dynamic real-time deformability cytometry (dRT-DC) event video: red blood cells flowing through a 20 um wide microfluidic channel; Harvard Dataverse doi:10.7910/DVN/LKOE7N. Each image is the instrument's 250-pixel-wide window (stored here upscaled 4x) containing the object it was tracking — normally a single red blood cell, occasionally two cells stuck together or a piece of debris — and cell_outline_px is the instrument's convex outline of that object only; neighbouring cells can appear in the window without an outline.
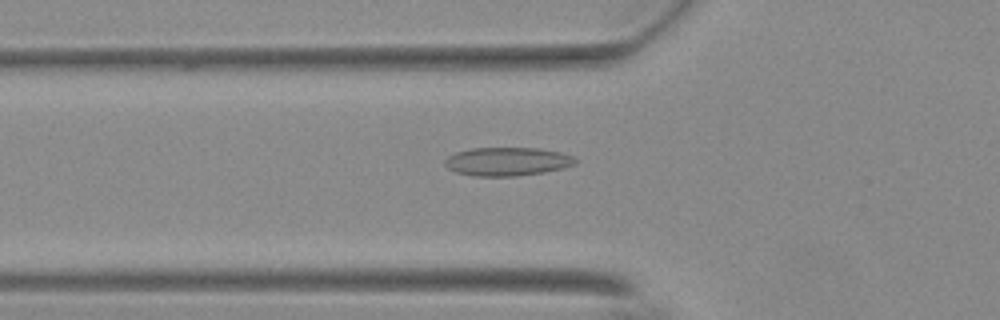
{"species": "Egyptian fruit bat (a non-hibernating species)", "species_latin": "Rousettus aegyptiacus", "temperature_condition": "warm", "stored_images_in_passage": 50, "camera_frame_rate_fps": 3000, "um_per_image_px": 0.085, "animal": {"sex": "female"}, "frame": {"image": 1, "passage_image": 14, "time_ms": 4.333, "image_size_px": [1000, 320], "cell_outline_px": [[576, 164], [564, 168], [544, 172], [516, 176], [472, 176], [456, 172], [448, 168], [444, 164], [444, 160], [448, 156], [456, 152], [472, 148], [540, 148], [560, 152], [572, 156], [576, 160]], "centroid_in_image_um": [43.11, 13.73], "position_along_channel_um": 82.7, "area_um2": 21.73}}
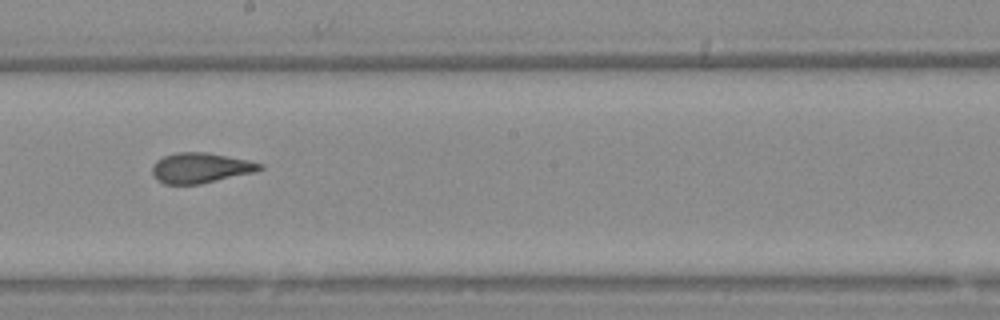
{"frame": {"image": 2, "passage_image": 26, "time_ms": 8.333, "image_size_px": [1000, 320], "cell_outline_px": [[264, 168], [252, 172], [200, 184], [164, 184], [156, 180], [152, 172], [152, 168], [156, 160], [164, 156], [176, 152], [208, 152], [248, 160], [264, 164]], "centroid_in_image_um": [17.02, 14.26], "position_along_channel_um": 231.2, "area_um2": 18.9}}
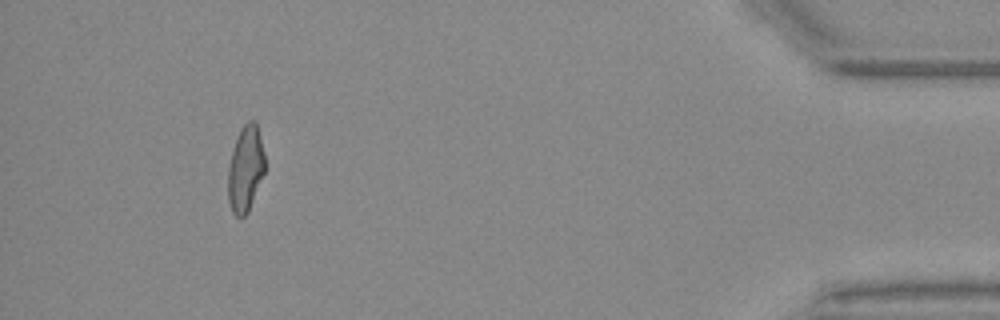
{"frame": {"image": 3, "passage_image": 46, "time_ms": 15.0, "image_size_px": [1000, 320], "cell_outline_px": [[264, 172], [248, 212], [244, 216], [236, 216], [232, 212], [228, 200], [228, 168], [232, 152], [240, 128], [248, 120], [256, 120], [264, 156]], "centroid_in_image_um": [20.85, 14.34], "position_along_channel_um": 414.3, "area_um2": 18.21}, "authors_computed_cell_mechanics": {"area_um2": 19.1896, "velocity_mm_per_s": 3.7003, "shape_relaxation_time_tau1_ms": null, "shape_relaxation_time_tau2_ms": 1.4968, "deformation_change_tau1": null, "deformation_change_tau2": 0.0853}}